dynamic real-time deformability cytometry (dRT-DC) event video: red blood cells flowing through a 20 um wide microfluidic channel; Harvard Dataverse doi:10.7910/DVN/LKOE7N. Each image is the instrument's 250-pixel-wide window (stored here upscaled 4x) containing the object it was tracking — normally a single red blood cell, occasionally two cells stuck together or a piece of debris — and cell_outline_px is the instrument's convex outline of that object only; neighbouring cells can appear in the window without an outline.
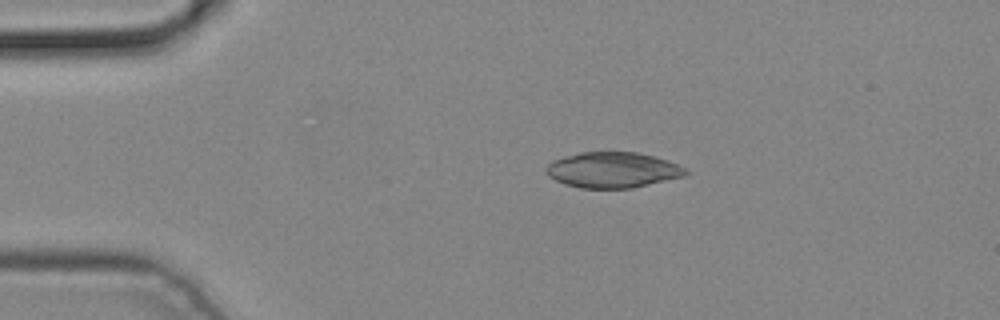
{"species": "common noctule bat (a hibernating species)", "species_latin": "Nyctalus noctula", "temperature_condition": "cold", "stored_images_in_passage": 2, "camera_frame_rate_fps": 3000, "um_per_image_px": 0.085, "animal": {"sex": "male", "body_mass_g": 19.2, "forearm_length_mm": 51.8}, "frame": {"image": 1, "passage_image": 1, "time_ms": 0.0, "image_size_px": [1000, 320], "cell_outline_px": [[688, 172], [684, 176], [632, 188], [580, 188], [564, 184], [548, 176], [544, 172], [544, 168], [552, 160], [564, 156], [580, 152], [636, 152], [668, 160], [684, 168]], "centroid_in_image_um": [52.02, 14.44], "position_along_channel_um": 33.0, "area_um2": 28.96}}